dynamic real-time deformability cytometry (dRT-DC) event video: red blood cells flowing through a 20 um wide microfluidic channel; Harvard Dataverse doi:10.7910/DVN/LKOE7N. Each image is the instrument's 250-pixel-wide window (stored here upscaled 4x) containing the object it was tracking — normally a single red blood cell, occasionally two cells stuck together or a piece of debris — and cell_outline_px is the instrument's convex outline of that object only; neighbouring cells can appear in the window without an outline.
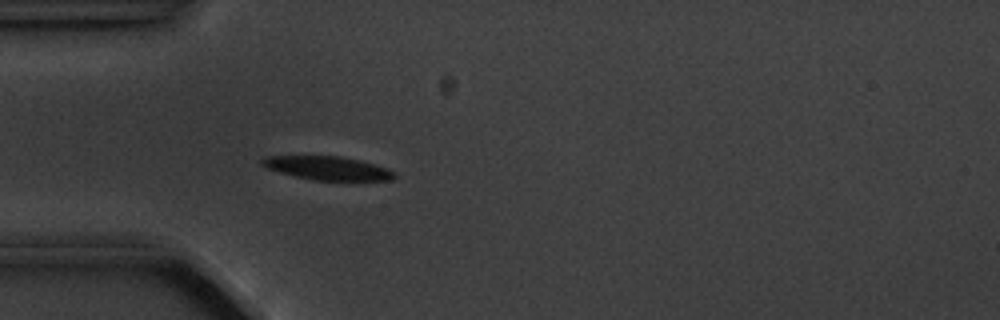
{"species": "common noctule bat (a hibernating species)", "species_latin": "Nyctalus noctula", "temperature_condition": "cold", "stored_images_in_passage": 4, "camera_frame_rate_fps": 3000, "um_per_image_px": 0.085, "animal": {"sex": "male", "body_mass_g": 20.1, "forearm_length_mm": 53.5}, "frame": {"image": 1, "passage_image": 4, "time_ms": 4.333, "image_size_px": [1000, 320], "cell_outline_px": [[396, 176], [392, 180], [312, 180], [280, 172], [268, 168], [260, 164], [260, 160], [264, 156], [340, 156], [360, 160], [388, 168], [396, 172]], "centroid_in_image_um": [27.86, 14.28], "position_along_channel_um": 57.1, "area_um2": 18.15}}